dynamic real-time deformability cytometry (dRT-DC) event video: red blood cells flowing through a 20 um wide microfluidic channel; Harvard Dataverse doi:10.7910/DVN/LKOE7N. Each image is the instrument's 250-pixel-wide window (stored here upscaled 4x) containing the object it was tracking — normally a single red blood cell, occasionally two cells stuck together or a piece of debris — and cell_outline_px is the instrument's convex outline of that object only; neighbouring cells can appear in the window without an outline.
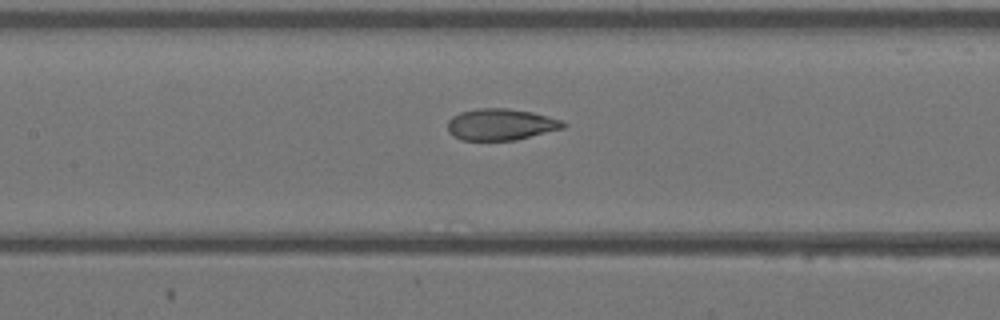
{"species": "Egyptian fruit bat (a non-hibernating species)", "species_latin": "Rousettus aegyptiacus", "temperature_condition": "warm", "stored_images_in_passage": 17, "camera_frame_rate_fps": 3000, "um_per_image_px": 0.085, "animal": {"sex": "female"}, "frame": {"image": 1, "passage_image": 15, "time_ms": 4.667, "image_size_px": [1000, 320], "cell_outline_px": [[568, 124], [564, 128], [516, 140], [460, 140], [452, 136], [448, 132], [448, 120], [452, 116], [460, 112], [476, 108], [508, 108], [532, 112], [560, 120]], "centroid_in_image_um": [42.53, 10.58], "position_along_channel_um": 164.9, "area_um2": 21.33}}